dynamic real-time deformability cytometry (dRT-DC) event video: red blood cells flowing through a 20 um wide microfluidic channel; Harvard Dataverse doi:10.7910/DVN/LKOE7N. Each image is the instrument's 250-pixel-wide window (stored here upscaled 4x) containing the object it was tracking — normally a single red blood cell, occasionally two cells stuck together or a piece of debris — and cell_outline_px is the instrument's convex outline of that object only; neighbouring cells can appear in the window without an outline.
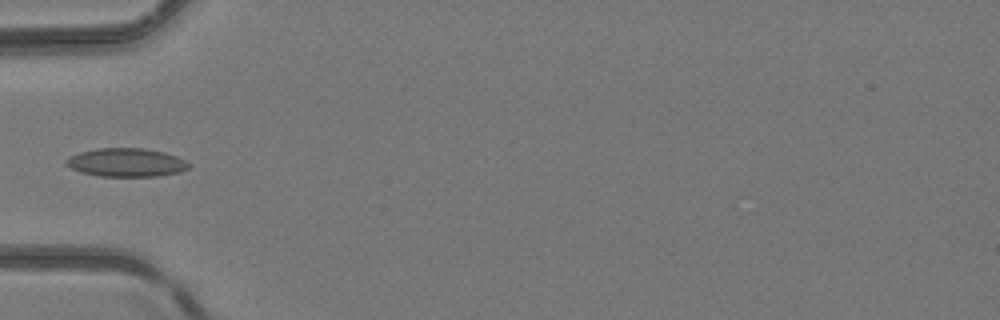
{"species": "common noctule bat (a hibernating species)", "species_latin": "Nyctalus noctula", "temperature_condition": "room temperature", "stored_images_in_passage": 5, "camera_frame_rate_fps": 3000, "um_per_image_px": 0.085, "animal": {"sex": "female", "body_mass_g": 24.6, "forearm_length_mm": 56.2}, "frame": {"image": 1, "passage_image": 1, "time_ms": 0.0, "image_size_px": [1000, 320], "cell_outline_px": [[192, 164], [188, 168], [180, 172], [160, 176], [100, 176], [80, 172], [72, 168], [64, 160], [80, 152], [96, 148], [144, 148], [164, 152], [176, 156]], "centroid_in_image_um": [10.77, 13.81], "position_along_channel_um": 74.2, "area_um2": 20.29}}
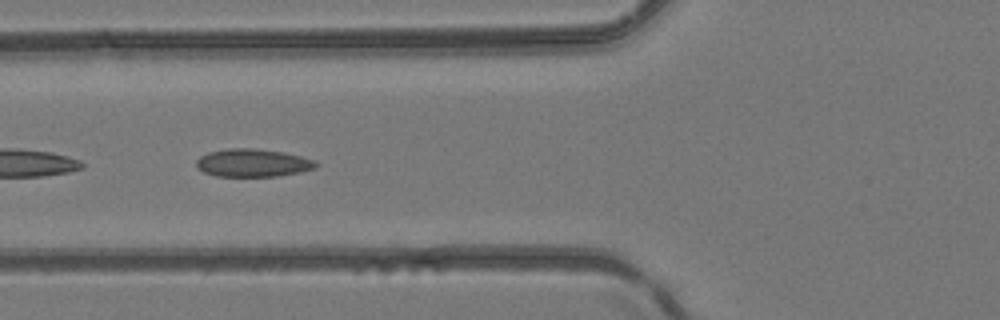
{"frame": {"image": 2, "passage_image": 3, "time_ms": 0.667, "image_size_px": [1000, 320], "cell_outline_px": [[320, 164], [316, 168], [300, 172], [276, 176], [216, 176], [204, 172], [196, 168], [196, 160], [200, 156], [208, 152], [228, 148], [256, 148], [284, 152], [316, 160]], "centroid_in_image_um": [21.5, 13.84], "position_along_channel_um": 104.3, "area_um2": 19.65}}